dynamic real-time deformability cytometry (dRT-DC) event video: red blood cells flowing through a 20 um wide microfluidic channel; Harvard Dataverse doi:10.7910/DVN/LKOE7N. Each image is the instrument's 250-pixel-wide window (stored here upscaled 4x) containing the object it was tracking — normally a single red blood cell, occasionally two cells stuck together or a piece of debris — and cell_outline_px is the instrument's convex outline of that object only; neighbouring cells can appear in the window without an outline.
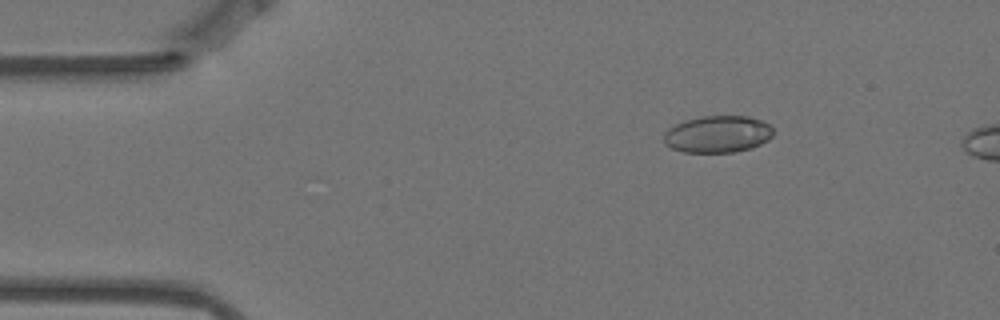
{"species": "Egyptian fruit bat (a non-hibernating species)", "species_latin": "Rousettus aegyptiacus", "temperature_condition": "warm", "stored_images_in_passage": 5, "camera_frame_rate_fps": 3000, "um_per_image_px": 0.085, "animal": {"sex": "female"}, "frame": {"image": 1, "passage_image": 3, "time_ms": 0.667, "image_size_px": [1000, 320], "cell_outline_px": [[772, 136], [768, 140], [752, 148], [736, 152], [684, 152], [672, 148], [664, 144], [664, 132], [668, 128], [684, 120], [700, 116], [748, 116], [760, 120], [768, 124], [772, 128]], "centroid_in_image_um": [60.98, 11.4], "position_along_channel_um": 24.0, "area_um2": 23.64}}